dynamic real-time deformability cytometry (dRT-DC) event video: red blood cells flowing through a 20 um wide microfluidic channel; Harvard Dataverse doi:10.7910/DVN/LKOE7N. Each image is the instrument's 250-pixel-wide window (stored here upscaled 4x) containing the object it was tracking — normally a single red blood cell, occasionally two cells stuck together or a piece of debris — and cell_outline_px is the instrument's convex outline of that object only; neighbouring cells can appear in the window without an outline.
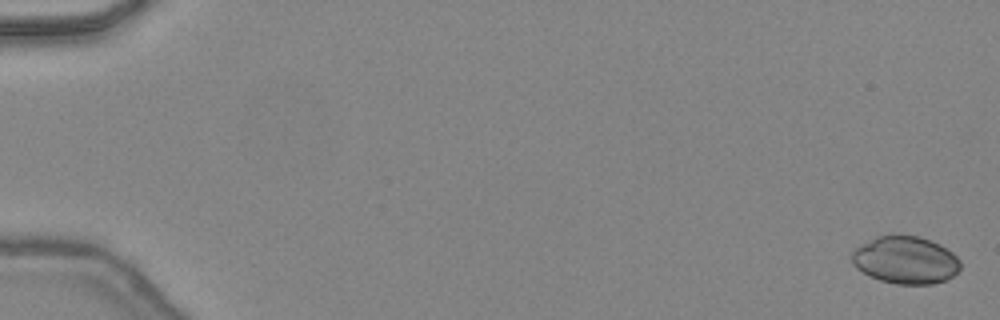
{"species": "common noctule bat (a hibernating species)", "species_latin": "Nyctalus noctula", "temperature_condition": "warm", "stored_images_in_passage": 48, "camera_frame_rate_fps": 3000, "um_per_image_px": 0.085, "animal": {"sex": "female", "body_mass_g": 24.6, "forearm_length_mm": 56.2}, "frame": {"image": 1, "passage_image": 2, "time_ms": 0.333, "image_size_px": [1000, 320], "cell_outline_px": [[960, 268], [948, 280], [932, 284], [896, 284], [880, 280], [868, 276], [856, 268], [852, 264], [852, 252], [856, 248], [876, 236], [900, 232], [916, 236], [940, 244], [952, 252], [960, 260]], "centroid_in_image_um": [76.95, 22.09], "position_along_channel_um": 8.0, "area_um2": 30.46}}
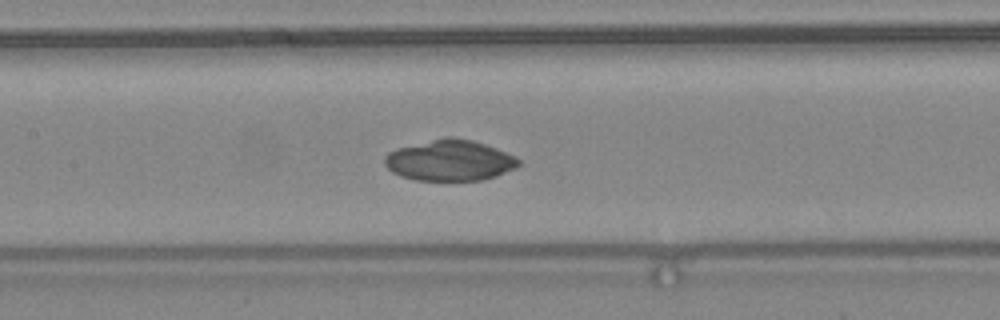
{"frame": {"image": 2, "passage_image": 25, "time_ms": 8.0, "image_size_px": [1000, 320], "cell_outline_px": [[520, 164], [516, 168], [496, 176], [480, 180], [416, 180], [400, 176], [392, 172], [384, 164], [384, 156], [388, 152], [396, 148], [448, 136], [452, 136], [472, 140], [496, 148], [520, 160]], "centroid_in_image_um": [38.19, 13.63], "position_along_channel_um": 169.2, "area_um2": 31.79}}
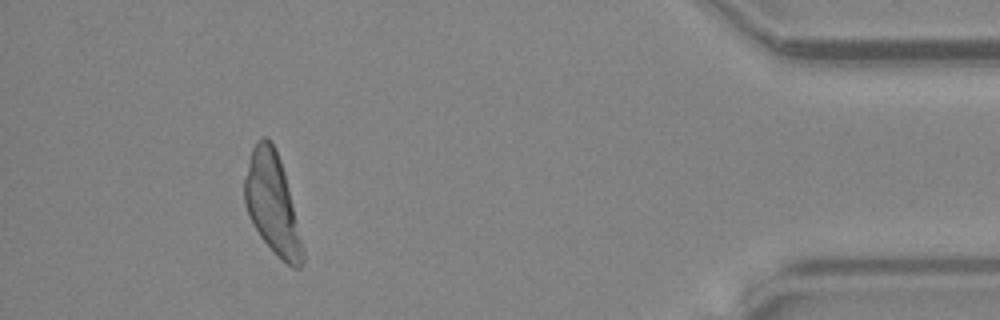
{"frame": {"image": 3, "passage_image": 45, "time_ms": 14.667, "image_size_px": [1000, 320], "cell_outline_px": [[304, 260], [300, 268], [292, 268], [260, 236], [244, 204], [244, 180], [252, 148], [256, 140], [260, 136], [264, 136], [276, 148], [284, 172], [304, 248]], "centroid_in_image_um": [23.15, 17.27], "position_along_channel_um": 412.1, "area_um2": 33.35}}